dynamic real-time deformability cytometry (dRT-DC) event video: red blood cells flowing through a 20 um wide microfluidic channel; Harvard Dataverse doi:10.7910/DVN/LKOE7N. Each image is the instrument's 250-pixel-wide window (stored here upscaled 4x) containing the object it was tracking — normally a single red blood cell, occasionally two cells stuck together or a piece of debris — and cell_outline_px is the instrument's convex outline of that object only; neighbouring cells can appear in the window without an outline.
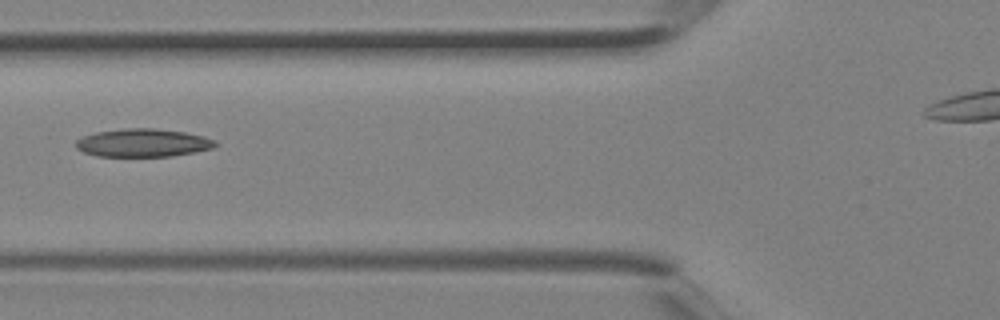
{"species": "Egyptian fruit bat (a non-hibernating species)", "species_latin": "Rousettus aegyptiacus", "temperature_condition": "room temperature", "stored_images_in_passage": 4, "camera_frame_rate_fps": 3000, "um_per_image_px": 0.085, "animal": {"sex": "female"}, "frame": {"image": 1, "passage_image": 4, "time_ms": 1.0, "image_size_px": [1000, 320], "cell_outline_px": [[216, 144], [212, 148], [196, 152], [172, 156], [96, 156], [84, 152], [76, 148], [76, 140], [84, 136], [96, 132], [124, 128], [156, 128], [184, 132], [204, 136], [216, 140]], "centroid_in_image_um": [12.16, 12.14], "position_along_channel_um": 113.6, "area_um2": 22.83}}